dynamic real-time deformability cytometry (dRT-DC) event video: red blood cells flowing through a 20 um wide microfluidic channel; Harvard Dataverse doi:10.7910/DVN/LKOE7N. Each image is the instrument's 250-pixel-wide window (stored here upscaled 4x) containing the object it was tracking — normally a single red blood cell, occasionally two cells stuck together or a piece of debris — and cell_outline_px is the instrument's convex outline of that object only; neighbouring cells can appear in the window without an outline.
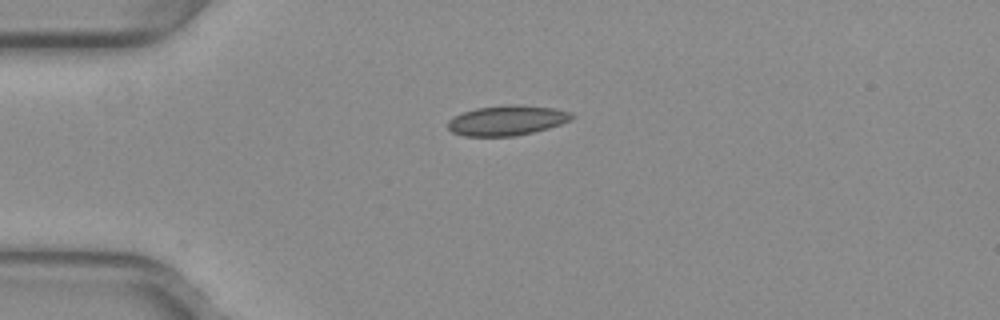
{"species": "common noctule bat (a hibernating species)", "species_latin": "Nyctalus noctula", "temperature_condition": "warm", "stored_images_in_passage": 40, "camera_frame_rate_fps": 3000, "um_per_image_px": 0.085, "animal": {"sex": "female", "body_mass_g": 29.2, "forearm_length_mm": 56.3}, "frame": {"image": 1, "passage_image": 1, "time_ms": 0.0, "image_size_px": [1000, 320], "cell_outline_px": [[576, 116], [572, 120], [548, 128], [532, 132], [512, 136], [464, 136], [452, 132], [448, 128], [448, 120], [464, 112], [476, 108], [508, 104], [520, 104], [556, 108], [568, 112]], "centroid_in_image_um": [43.11, 10.22], "position_along_channel_um": 41.9, "area_um2": 21.68}}
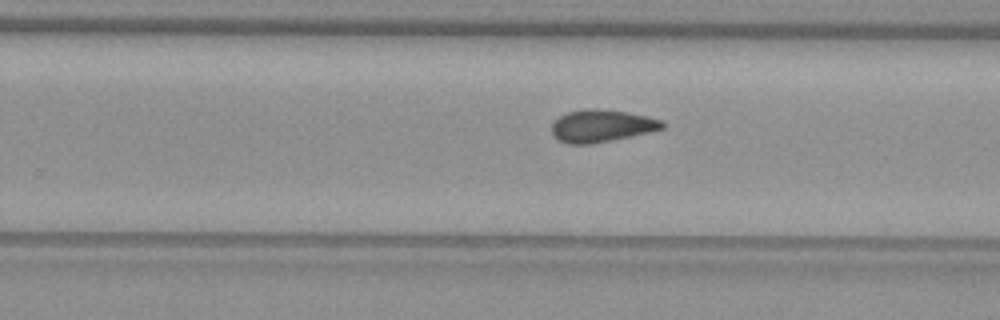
{"frame": {"image": 2, "passage_image": 21, "time_ms": 6.667, "image_size_px": [1000, 320], "cell_outline_px": [[664, 128], [648, 132], [592, 144], [568, 144], [556, 140], [552, 136], [552, 124], [560, 116], [568, 112], [588, 108], [596, 108], [624, 112], [648, 116], [660, 120], [664, 124]], "centroid_in_image_um": [51.08, 10.71], "position_along_channel_um": 278.7, "area_um2": 20.69}}
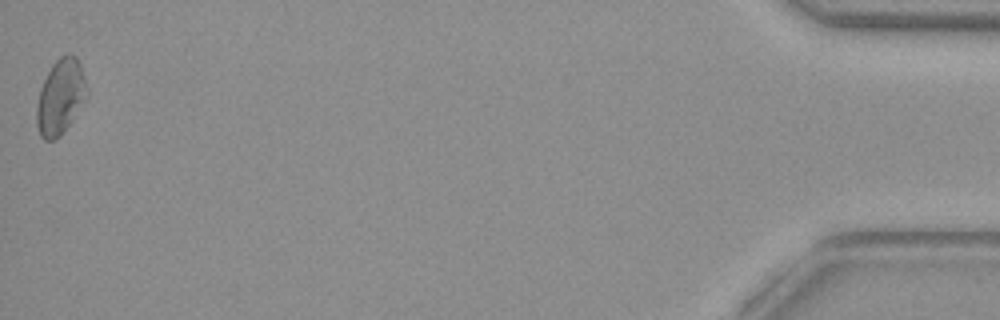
{"frame": {"image": 3, "passage_image": 40, "time_ms": 13.0, "image_size_px": [1000, 320], "cell_outline_px": [[88, 96], [72, 120], [60, 136], [52, 140], [44, 140], [40, 136], [36, 124], [36, 108], [40, 88], [52, 64], [60, 56], [68, 52], [72, 52], [76, 56], [80, 64], [84, 76]], "centroid_in_image_um": [5.13, 8.21], "position_along_channel_um": 430.1, "area_um2": 22.08}, "authors_computed_cell_mechanics": {"area_um2": 20.6924, "velocity_mm_per_s": 3.9611, "shape_relaxation_time_tau1_ms": null, "shape_relaxation_time_tau2_ms": 3.5768, "deformation_change_tau1": null, "deformation_change_tau2": 0.0687}}